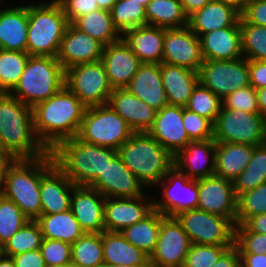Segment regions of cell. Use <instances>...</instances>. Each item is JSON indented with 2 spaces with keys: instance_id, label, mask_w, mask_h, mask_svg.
<instances>
[{
  "instance_id": "1",
  "label": "cell",
  "mask_w": 266,
  "mask_h": 267,
  "mask_svg": "<svg viewBox=\"0 0 266 267\" xmlns=\"http://www.w3.org/2000/svg\"><path fill=\"white\" fill-rule=\"evenodd\" d=\"M32 109L36 135L51 151L59 142L78 136L86 106L64 85Z\"/></svg>"
},
{
  "instance_id": "2",
  "label": "cell",
  "mask_w": 266,
  "mask_h": 267,
  "mask_svg": "<svg viewBox=\"0 0 266 267\" xmlns=\"http://www.w3.org/2000/svg\"><path fill=\"white\" fill-rule=\"evenodd\" d=\"M0 139L10 159H34L50 152L36 135L32 107L9 93H0Z\"/></svg>"
},
{
  "instance_id": "3",
  "label": "cell",
  "mask_w": 266,
  "mask_h": 267,
  "mask_svg": "<svg viewBox=\"0 0 266 267\" xmlns=\"http://www.w3.org/2000/svg\"><path fill=\"white\" fill-rule=\"evenodd\" d=\"M55 165L51 152L34 159H11L5 166L0 194L16 203L30 219L41 215V178Z\"/></svg>"
},
{
  "instance_id": "4",
  "label": "cell",
  "mask_w": 266,
  "mask_h": 267,
  "mask_svg": "<svg viewBox=\"0 0 266 267\" xmlns=\"http://www.w3.org/2000/svg\"><path fill=\"white\" fill-rule=\"evenodd\" d=\"M50 152L55 165L76 186H90L118 154L115 149L83 142L77 136L59 142Z\"/></svg>"
},
{
  "instance_id": "5",
  "label": "cell",
  "mask_w": 266,
  "mask_h": 267,
  "mask_svg": "<svg viewBox=\"0 0 266 267\" xmlns=\"http://www.w3.org/2000/svg\"><path fill=\"white\" fill-rule=\"evenodd\" d=\"M117 151L147 189L155 188L174 166L173 156L148 132H134Z\"/></svg>"
},
{
  "instance_id": "6",
  "label": "cell",
  "mask_w": 266,
  "mask_h": 267,
  "mask_svg": "<svg viewBox=\"0 0 266 267\" xmlns=\"http://www.w3.org/2000/svg\"><path fill=\"white\" fill-rule=\"evenodd\" d=\"M49 2V3H48ZM28 4L26 52L30 56L57 57L61 40L69 24L57 0Z\"/></svg>"
},
{
  "instance_id": "7",
  "label": "cell",
  "mask_w": 266,
  "mask_h": 267,
  "mask_svg": "<svg viewBox=\"0 0 266 267\" xmlns=\"http://www.w3.org/2000/svg\"><path fill=\"white\" fill-rule=\"evenodd\" d=\"M64 80L65 71L57 57L29 56L18 83L9 94L33 108L57 93L64 86Z\"/></svg>"
},
{
  "instance_id": "8",
  "label": "cell",
  "mask_w": 266,
  "mask_h": 267,
  "mask_svg": "<svg viewBox=\"0 0 266 267\" xmlns=\"http://www.w3.org/2000/svg\"><path fill=\"white\" fill-rule=\"evenodd\" d=\"M134 131L108 104L86 107L78 138L83 142L118 150Z\"/></svg>"
},
{
  "instance_id": "9",
  "label": "cell",
  "mask_w": 266,
  "mask_h": 267,
  "mask_svg": "<svg viewBox=\"0 0 266 267\" xmlns=\"http://www.w3.org/2000/svg\"><path fill=\"white\" fill-rule=\"evenodd\" d=\"M213 139L260 146L266 144V118L260 113L221 108L213 123Z\"/></svg>"
},
{
  "instance_id": "10",
  "label": "cell",
  "mask_w": 266,
  "mask_h": 267,
  "mask_svg": "<svg viewBox=\"0 0 266 267\" xmlns=\"http://www.w3.org/2000/svg\"><path fill=\"white\" fill-rule=\"evenodd\" d=\"M192 244L234 246L235 224L226 217L199 209L176 216Z\"/></svg>"
},
{
  "instance_id": "11",
  "label": "cell",
  "mask_w": 266,
  "mask_h": 267,
  "mask_svg": "<svg viewBox=\"0 0 266 267\" xmlns=\"http://www.w3.org/2000/svg\"><path fill=\"white\" fill-rule=\"evenodd\" d=\"M64 85L86 107L106 105L112 93L101 60L66 69Z\"/></svg>"
},
{
  "instance_id": "12",
  "label": "cell",
  "mask_w": 266,
  "mask_h": 267,
  "mask_svg": "<svg viewBox=\"0 0 266 267\" xmlns=\"http://www.w3.org/2000/svg\"><path fill=\"white\" fill-rule=\"evenodd\" d=\"M163 197H153L154 209L170 217L197 209L198 184L197 180L190 179L186 174L173 166L165 177L157 184ZM162 199V200H161Z\"/></svg>"
},
{
  "instance_id": "13",
  "label": "cell",
  "mask_w": 266,
  "mask_h": 267,
  "mask_svg": "<svg viewBox=\"0 0 266 267\" xmlns=\"http://www.w3.org/2000/svg\"><path fill=\"white\" fill-rule=\"evenodd\" d=\"M199 82L221 100L237 89L250 85L248 60H204L199 71Z\"/></svg>"
},
{
  "instance_id": "14",
  "label": "cell",
  "mask_w": 266,
  "mask_h": 267,
  "mask_svg": "<svg viewBox=\"0 0 266 267\" xmlns=\"http://www.w3.org/2000/svg\"><path fill=\"white\" fill-rule=\"evenodd\" d=\"M192 243L176 217L163 216L150 267H183Z\"/></svg>"
},
{
  "instance_id": "15",
  "label": "cell",
  "mask_w": 266,
  "mask_h": 267,
  "mask_svg": "<svg viewBox=\"0 0 266 267\" xmlns=\"http://www.w3.org/2000/svg\"><path fill=\"white\" fill-rule=\"evenodd\" d=\"M162 62L199 71L204 62L200 38L188 25L165 29Z\"/></svg>"
},
{
  "instance_id": "16",
  "label": "cell",
  "mask_w": 266,
  "mask_h": 267,
  "mask_svg": "<svg viewBox=\"0 0 266 267\" xmlns=\"http://www.w3.org/2000/svg\"><path fill=\"white\" fill-rule=\"evenodd\" d=\"M197 209L229 218L236 225L237 197L231 180L212 175L197 180Z\"/></svg>"
},
{
  "instance_id": "17",
  "label": "cell",
  "mask_w": 266,
  "mask_h": 267,
  "mask_svg": "<svg viewBox=\"0 0 266 267\" xmlns=\"http://www.w3.org/2000/svg\"><path fill=\"white\" fill-rule=\"evenodd\" d=\"M90 187L105 198H136L147 194V188L125 166L118 154L108 162L103 174Z\"/></svg>"
},
{
  "instance_id": "18",
  "label": "cell",
  "mask_w": 266,
  "mask_h": 267,
  "mask_svg": "<svg viewBox=\"0 0 266 267\" xmlns=\"http://www.w3.org/2000/svg\"><path fill=\"white\" fill-rule=\"evenodd\" d=\"M136 198H106L104 205L105 231L121 232L143 220L154 210L153 196Z\"/></svg>"
},
{
  "instance_id": "19",
  "label": "cell",
  "mask_w": 266,
  "mask_h": 267,
  "mask_svg": "<svg viewBox=\"0 0 266 267\" xmlns=\"http://www.w3.org/2000/svg\"><path fill=\"white\" fill-rule=\"evenodd\" d=\"M104 45L69 23L63 34L57 60L64 71L72 66L101 60Z\"/></svg>"
},
{
  "instance_id": "20",
  "label": "cell",
  "mask_w": 266,
  "mask_h": 267,
  "mask_svg": "<svg viewBox=\"0 0 266 267\" xmlns=\"http://www.w3.org/2000/svg\"><path fill=\"white\" fill-rule=\"evenodd\" d=\"M148 133L174 157L191 142L183 126V106L167 105L157 111Z\"/></svg>"
},
{
  "instance_id": "21",
  "label": "cell",
  "mask_w": 266,
  "mask_h": 267,
  "mask_svg": "<svg viewBox=\"0 0 266 267\" xmlns=\"http://www.w3.org/2000/svg\"><path fill=\"white\" fill-rule=\"evenodd\" d=\"M101 62L112 89L126 88L142 64L122 38L104 46Z\"/></svg>"
},
{
  "instance_id": "22",
  "label": "cell",
  "mask_w": 266,
  "mask_h": 267,
  "mask_svg": "<svg viewBox=\"0 0 266 267\" xmlns=\"http://www.w3.org/2000/svg\"><path fill=\"white\" fill-rule=\"evenodd\" d=\"M105 197L90 186H75L70 209L85 233H102L104 226Z\"/></svg>"
},
{
  "instance_id": "23",
  "label": "cell",
  "mask_w": 266,
  "mask_h": 267,
  "mask_svg": "<svg viewBox=\"0 0 266 267\" xmlns=\"http://www.w3.org/2000/svg\"><path fill=\"white\" fill-rule=\"evenodd\" d=\"M216 141H191L174 157V166L190 179L198 180L215 175Z\"/></svg>"
},
{
  "instance_id": "24",
  "label": "cell",
  "mask_w": 266,
  "mask_h": 267,
  "mask_svg": "<svg viewBox=\"0 0 266 267\" xmlns=\"http://www.w3.org/2000/svg\"><path fill=\"white\" fill-rule=\"evenodd\" d=\"M107 104L128 123L134 132H148L157 112L127 88L112 89Z\"/></svg>"
},
{
  "instance_id": "25",
  "label": "cell",
  "mask_w": 266,
  "mask_h": 267,
  "mask_svg": "<svg viewBox=\"0 0 266 267\" xmlns=\"http://www.w3.org/2000/svg\"><path fill=\"white\" fill-rule=\"evenodd\" d=\"M76 185L54 165L40 184L41 214H55L70 210L71 195Z\"/></svg>"
},
{
  "instance_id": "26",
  "label": "cell",
  "mask_w": 266,
  "mask_h": 267,
  "mask_svg": "<svg viewBox=\"0 0 266 267\" xmlns=\"http://www.w3.org/2000/svg\"><path fill=\"white\" fill-rule=\"evenodd\" d=\"M0 5V49L26 52L28 35V5Z\"/></svg>"
},
{
  "instance_id": "27",
  "label": "cell",
  "mask_w": 266,
  "mask_h": 267,
  "mask_svg": "<svg viewBox=\"0 0 266 267\" xmlns=\"http://www.w3.org/2000/svg\"><path fill=\"white\" fill-rule=\"evenodd\" d=\"M126 88L156 111L169 105L161 79V64L142 63Z\"/></svg>"
},
{
  "instance_id": "28",
  "label": "cell",
  "mask_w": 266,
  "mask_h": 267,
  "mask_svg": "<svg viewBox=\"0 0 266 267\" xmlns=\"http://www.w3.org/2000/svg\"><path fill=\"white\" fill-rule=\"evenodd\" d=\"M199 38L204 60H232L244 57L240 20L232 27L205 33Z\"/></svg>"
},
{
  "instance_id": "29",
  "label": "cell",
  "mask_w": 266,
  "mask_h": 267,
  "mask_svg": "<svg viewBox=\"0 0 266 267\" xmlns=\"http://www.w3.org/2000/svg\"><path fill=\"white\" fill-rule=\"evenodd\" d=\"M165 28L141 25L126 30L121 38L142 63H162Z\"/></svg>"
},
{
  "instance_id": "30",
  "label": "cell",
  "mask_w": 266,
  "mask_h": 267,
  "mask_svg": "<svg viewBox=\"0 0 266 267\" xmlns=\"http://www.w3.org/2000/svg\"><path fill=\"white\" fill-rule=\"evenodd\" d=\"M161 79L169 105L185 107L199 75L191 69L162 62Z\"/></svg>"
},
{
  "instance_id": "31",
  "label": "cell",
  "mask_w": 266,
  "mask_h": 267,
  "mask_svg": "<svg viewBox=\"0 0 266 267\" xmlns=\"http://www.w3.org/2000/svg\"><path fill=\"white\" fill-rule=\"evenodd\" d=\"M240 17V13L233 7L211 0L188 18V26L200 37L205 33L232 27Z\"/></svg>"
},
{
  "instance_id": "32",
  "label": "cell",
  "mask_w": 266,
  "mask_h": 267,
  "mask_svg": "<svg viewBox=\"0 0 266 267\" xmlns=\"http://www.w3.org/2000/svg\"><path fill=\"white\" fill-rule=\"evenodd\" d=\"M255 147L216 142L215 175L234 181L249 164Z\"/></svg>"
},
{
  "instance_id": "33",
  "label": "cell",
  "mask_w": 266,
  "mask_h": 267,
  "mask_svg": "<svg viewBox=\"0 0 266 267\" xmlns=\"http://www.w3.org/2000/svg\"><path fill=\"white\" fill-rule=\"evenodd\" d=\"M104 265H150V256L129 243L121 232H102Z\"/></svg>"
},
{
  "instance_id": "34",
  "label": "cell",
  "mask_w": 266,
  "mask_h": 267,
  "mask_svg": "<svg viewBox=\"0 0 266 267\" xmlns=\"http://www.w3.org/2000/svg\"><path fill=\"white\" fill-rule=\"evenodd\" d=\"M43 238L73 244L85 232L81 229L71 209L62 213L41 214L37 219Z\"/></svg>"
},
{
  "instance_id": "35",
  "label": "cell",
  "mask_w": 266,
  "mask_h": 267,
  "mask_svg": "<svg viewBox=\"0 0 266 267\" xmlns=\"http://www.w3.org/2000/svg\"><path fill=\"white\" fill-rule=\"evenodd\" d=\"M163 216V214L154 209L143 220L126 227L121 233L129 243L151 256L157 245Z\"/></svg>"
},
{
  "instance_id": "36",
  "label": "cell",
  "mask_w": 266,
  "mask_h": 267,
  "mask_svg": "<svg viewBox=\"0 0 266 267\" xmlns=\"http://www.w3.org/2000/svg\"><path fill=\"white\" fill-rule=\"evenodd\" d=\"M72 24L80 31L101 42L104 46L121 39V34L113 24L111 12L107 10L98 9L80 16Z\"/></svg>"
},
{
  "instance_id": "37",
  "label": "cell",
  "mask_w": 266,
  "mask_h": 267,
  "mask_svg": "<svg viewBox=\"0 0 266 267\" xmlns=\"http://www.w3.org/2000/svg\"><path fill=\"white\" fill-rule=\"evenodd\" d=\"M147 24L165 29L188 25L180 0H152L146 8Z\"/></svg>"
},
{
  "instance_id": "38",
  "label": "cell",
  "mask_w": 266,
  "mask_h": 267,
  "mask_svg": "<svg viewBox=\"0 0 266 267\" xmlns=\"http://www.w3.org/2000/svg\"><path fill=\"white\" fill-rule=\"evenodd\" d=\"M71 262L77 267H103L102 233H84L71 244Z\"/></svg>"
},
{
  "instance_id": "39",
  "label": "cell",
  "mask_w": 266,
  "mask_h": 267,
  "mask_svg": "<svg viewBox=\"0 0 266 267\" xmlns=\"http://www.w3.org/2000/svg\"><path fill=\"white\" fill-rule=\"evenodd\" d=\"M233 183L236 197L266 183V144L254 148L249 164Z\"/></svg>"
},
{
  "instance_id": "40",
  "label": "cell",
  "mask_w": 266,
  "mask_h": 267,
  "mask_svg": "<svg viewBox=\"0 0 266 267\" xmlns=\"http://www.w3.org/2000/svg\"><path fill=\"white\" fill-rule=\"evenodd\" d=\"M43 240L41 228L36 220H30L18 230L2 247V255H14L40 249Z\"/></svg>"
},
{
  "instance_id": "41",
  "label": "cell",
  "mask_w": 266,
  "mask_h": 267,
  "mask_svg": "<svg viewBox=\"0 0 266 267\" xmlns=\"http://www.w3.org/2000/svg\"><path fill=\"white\" fill-rule=\"evenodd\" d=\"M29 56L27 52L0 49V93H9L16 86Z\"/></svg>"
},
{
  "instance_id": "42",
  "label": "cell",
  "mask_w": 266,
  "mask_h": 267,
  "mask_svg": "<svg viewBox=\"0 0 266 267\" xmlns=\"http://www.w3.org/2000/svg\"><path fill=\"white\" fill-rule=\"evenodd\" d=\"M115 28L122 35L126 30L147 25L145 7L131 0H117L111 9Z\"/></svg>"
},
{
  "instance_id": "43",
  "label": "cell",
  "mask_w": 266,
  "mask_h": 267,
  "mask_svg": "<svg viewBox=\"0 0 266 267\" xmlns=\"http://www.w3.org/2000/svg\"><path fill=\"white\" fill-rule=\"evenodd\" d=\"M242 53L247 60L266 61V26L246 23L240 17Z\"/></svg>"
},
{
  "instance_id": "44",
  "label": "cell",
  "mask_w": 266,
  "mask_h": 267,
  "mask_svg": "<svg viewBox=\"0 0 266 267\" xmlns=\"http://www.w3.org/2000/svg\"><path fill=\"white\" fill-rule=\"evenodd\" d=\"M30 219L13 201L0 194V245H3Z\"/></svg>"
},
{
  "instance_id": "45",
  "label": "cell",
  "mask_w": 266,
  "mask_h": 267,
  "mask_svg": "<svg viewBox=\"0 0 266 267\" xmlns=\"http://www.w3.org/2000/svg\"><path fill=\"white\" fill-rule=\"evenodd\" d=\"M221 101L210 89L198 82L185 108L206 117L214 123L222 106Z\"/></svg>"
},
{
  "instance_id": "46",
  "label": "cell",
  "mask_w": 266,
  "mask_h": 267,
  "mask_svg": "<svg viewBox=\"0 0 266 267\" xmlns=\"http://www.w3.org/2000/svg\"><path fill=\"white\" fill-rule=\"evenodd\" d=\"M266 213V183L243 192L237 197L236 224H244L250 217Z\"/></svg>"
},
{
  "instance_id": "47",
  "label": "cell",
  "mask_w": 266,
  "mask_h": 267,
  "mask_svg": "<svg viewBox=\"0 0 266 267\" xmlns=\"http://www.w3.org/2000/svg\"><path fill=\"white\" fill-rule=\"evenodd\" d=\"M233 246L192 244L183 267H212Z\"/></svg>"
},
{
  "instance_id": "48",
  "label": "cell",
  "mask_w": 266,
  "mask_h": 267,
  "mask_svg": "<svg viewBox=\"0 0 266 267\" xmlns=\"http://www.w3.org/2000/svg\"><path fill=\"white\" fill-rule=\"evenodd\" d=\"M234 246L239 254L266 253V234L250 232L242 224H236Z\"/></svg>"
},
{
  "instance_id": "49",
  "label": "cell",
  "mask_w": 266,
  "mask_h": 267,
  "mask_svg": "<svg viewBox=\"0 0 266 267\" xmlns=\"http://www.w3.org/2000/svg\"><path fill=\"white\" fill-rule=\"evenodd\" d=\"M221 108L260 113L257 103L256 89L251 85L237 89L222 99Z\"/></svg>"
},
{
  "instance_id": "50",
  "label": "cell",
  "mask_w": 266,
  "mask_h": 267,
  "mask_svg": "<svg viewBox=\"0 0 266 267\" xmlns=\"http://www.w3.org/2000/svg\"><path fill=\"white\" fill-rule=\"evenodd\" d=\"M183 126L191 141H204L213 138V123L204 116L183 107Z\"/></svg>"
},
{
  "instance_id": "51",
  "label": "cell",
  "mask_w": 266,
  "mask_h": 267,
  "mask_svg": "<svg viewBox=\"0 0 266 267\" xmlns=\"http://www.w3.org/2000/svg\"><path fill=\"white\" fill-rule=\"evenodd\" d=\"M40 251L46 265H64L71 263V244L43 238Z\"/></svg>"
},
{
  "instance_id": "52",
  "label": "cell",
  "mask_w": 266,
  "mask_h": 267,
  "mask_svg": "<svg viewBox=\"0 0 266 267\" xmlns=\"http://www.w3.org/2000/svg\"><path fill=\"white\" fill-rule=\"evenodd\" d=\"M66 15L68 23H73L80 16L96 11L99 8L96 0H57Z\"/></svg>"
},
{
  "instance_id": "53",
  "label": "cell",
  "mask_w": 266,
  "mask_h": 267,
  "mask_svg": "<svg viewBox=\"0 0 266 267\" xmlns=\"http://www.w3.org/2000/svg\"><path fill=\"white\" fill-rule=\"evenodd\" d=\"M240 15L246 23L266 26V0H248Z\"/></svg>"
},
{
  "instance_id": "54",
  "label": "cell",
  "mask_w": 266,
  "mask_h": 267,
  "mask_svg": "<svg viewBox=\"0 0 266 267\" xmlns=\"http://www.w3.org/2000/svg\"><path fill=\"white\" fill-rule=\"evenodd\" d=\"M250 85L257 89L266 87V61L248 60Z\"/></svg>"
},
{
  "instance_id": "55",
  "label": "cell",
  "mask_w": 266,
  "mask_h": 267,
  "mask_svg": "<svg viewBox=\"0 0 266 267\" xmlns=\"http://www.w3.org/2000/svg\"><path fill=\"white\" fill-rule=\"evenodd\" d=\"M15 267H46L40 249L20 253L11 257Z\"/></svg>"
},
{
  "instance_id": "56",
  "label": "cell",
  "mask_w": 266,
  "mask_h": 267,
  "mask_svg": "<svg viewBox=\"0 0 266 267\" xmlns=\"http://www.w3.org/2000/svg\"><path fill=\"white\" fill-rule=\"evenodd\" d=\"M212 267H241V258L238 249L229 248Z\"/></svg>"
},
{
  "instance_id": "57",
  "label": "cell",
  "mask_w": 266,
  "mask_h": 267,
  "mask_svg": "<svg viewBox=\"0 0 266 267\" xmlns=\"http://www.w3.org/2000/svg\"><path fill=\"white\" fill-rule=\"evenodd\" d=\"M242 225L250 232L266 234V213L250 217Z\"/></svg>"
},
{
  "instance_id": "58",
  "label": "cell",
  "mask_w": 266,
  "mask_h": 267,
  "mask_svg": "<svg viewBox=\"0 0 266 267\" xmlns=\"http://www.w3.org/2000/svg\"><path fill=\"white\" fill-rule=\"evenodd\" d=\"M241 267H266V253L239 254Z\"/></svg>"
},
{
  "instance_id": "59",
  "label": "cell",
  "mask_w": 266,
  "mask_h": 267,
  "mask_svg": "<svg viewBox=\"0 0 266 267\" xmlns=\"http://www.w3.org/2000/svg\"><path fill=\"white\" fill-rule=\"evenodd\" d=\"M211 0H180L184 13L189 18L196 11L201 10Z\"/></svg>"
},
{
  "instance_id": "60",
  "label": "cell",
  "mask_w": 266,
  "mask_h": 267,
  "mask_svg": "<svg viewBox=\"0 0 266 267\" xmlns=\"http://www.w3.org/2000/svg\"><path fill=\"white\" fill-rule=\"evenodd\" d=\"M256 95L260 114L266 118V87L257 89Z\"/></svg>"
},
{
  "instance_id": "61",
  "label": "cell",
  "mask_w": 266,
  "mask_h": 267,
  "mask_svg": "<svg viewBox=\"0 0 266 267\" xmlns=\"http://www.w3.org/2000/svg\"><path fill=\"white\" fill-rule=\"evenodd\" d=\"M215 1L233 7L241 14L245 9L248 0H215Z\"/></svg>"
},
{
  "instance_id": "62",
  "label": "cell",
  "mask_w": 266,
  "mask_h": 267,
  "mask_svg": "<svg viewBox=\"0 0 266 267\" xmlns=\"http://www.w3.org/2000/svg\"><path fill=\"white\" fill-rule=\"evenodd\" d=\"M10 160L11 159L4 152H0V186L2 183L5 166Z\"/></svg>"
},
{
  "instance_id": "63",
  "label": "cell",
  "mask_w": 266,
  "mask_h": 267,
  "mask_svg": "<svg viewBox=\"0 0 266 267\" xmlns=\"http://www.w3.org/2000/svg\"><path fill=\"white\" fill-rule=\"evenodd\" d=\"M96 1L100 9L107 11H111L112 7L117 2V0H96Z\"/></svg>"
},
{
  "instance_id": "64",
  "label": "cell",
  "mask_w": 266,
  "mask_h": 267,
  "mask_svg": "<svg viewBox=\"0 0 266 267\" xmlns=\"http://www.w3.org/2000/svg\"><path fill=\"white\" fill-rule=\"evenodd\" d=\"M0 267H15V265L11 257L0 253Z\"/></svg>"
},
{
  "instance_id": "65",
  "label": "cell",
  "mask_w": 266,
  "mask_h": 267,
  "mask_svg": "<svg viewBox=\"0 0 266 267\" xmlns=\"http://www.w3.org/2000/svg\"><path fill=\"white\" fill-rule=\"evenodd\" d=\"M103 267H150V265H127V264H119V265H104Z\"/></svg>"
},
{
  "instance_id": "66",
  "label": "cell",
  "mask_w": 266,
  "mask_h": 267,
  "mask_svg": "<svg viewBox=\"0 0 266 267\" xmlns=\"http://www.w3.org/2000/svg\"><path fill=\"white\" fill-rule=\"evenodd\" d=\"M136 2L137 4H140L146 8L147 4H149L152 0H131Z\"/></svg>"
},
{
  "instance_id": "67",
  "label": "cell",
  "mask_w": 266,
  "mask_h": 267,
  "mask_svg": "<svg viewBox=\"0 0 266 267\" xmlns=\"http://www.w3.org/2000/svg\"><path fill=\"white\" fill-rule=\"evenodd\" d=\"M46 267H77L76 265H74L72 262L71 263H67L64 265H46Z\"/></svg>"
},
{
  "instance_id": "68",
  "label": "cell",
  "mask_w": 266,
  "mask_h": 267,
  "mask_svg": "<svg viewBox=\"0 0 266 267\" xmlns=\"http://www.w3.org/2000/svg\"><path fill=\"white\" fill-rule=\"evenodd\" d=\"M0 152H3V144L1 142V139H0Z\"/></svg>"
}]
</instances>
